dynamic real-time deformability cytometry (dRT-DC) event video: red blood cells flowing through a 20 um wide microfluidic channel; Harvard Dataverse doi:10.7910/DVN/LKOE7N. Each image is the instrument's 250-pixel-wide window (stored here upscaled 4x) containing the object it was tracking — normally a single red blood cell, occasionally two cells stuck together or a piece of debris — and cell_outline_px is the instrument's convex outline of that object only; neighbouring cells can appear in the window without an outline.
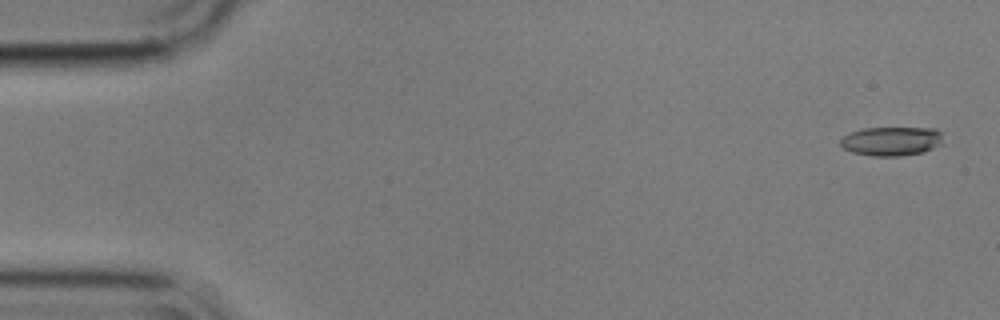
{"species": "common noctule bat (a hibernating species)", "species_latin": "Nyctalus noctula", "temperature_condition": "cold", "stored_images_in_passage": 5, "camera_frame_rate_fps": 3000, "um_per_image_px": 0.085, "animal": {"sex": "male", "body_mass_g": 17.9}, "frame": {"image": 1, "passage_image": 1, "time_ms": 0.0, "image_size_px": [1000, 320], "cell_outline_px": [[944, 144], [924, 152], [900, 156], [872, 156], [852, 152], [844, 148], [840, 144], [840, 140], [844, 136], [852, 132], [864, 128], [936, 128], [940, 132]], "centroid_in_image_um": [75.82, 12.0], "position_along_channel_um": 9.2, "area_um2": 17.46}}
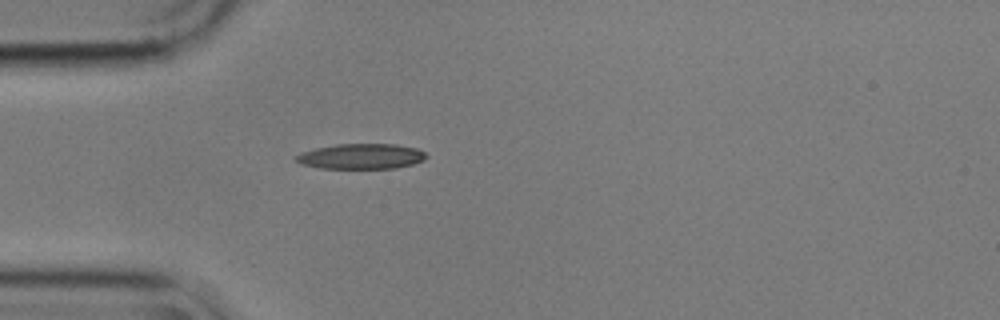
{"frame": {"image": 2, "passage_image": 5, "time_ms": 1.333, "image_size_px": [1000, 320], "cell_outline_px": [[428, 156], [424, 160], [412, 164], [396, 168], [320, 168], [300, 164], [296, 160], [296, 156], [300, 152], [316, 148], [336, 144], [396, 144], [416, 148], [424, 152]], "centroid_in_image_um": [30.7, 13.29], "position_along_channel_um": 54.3, "area_um2": 19.19}}